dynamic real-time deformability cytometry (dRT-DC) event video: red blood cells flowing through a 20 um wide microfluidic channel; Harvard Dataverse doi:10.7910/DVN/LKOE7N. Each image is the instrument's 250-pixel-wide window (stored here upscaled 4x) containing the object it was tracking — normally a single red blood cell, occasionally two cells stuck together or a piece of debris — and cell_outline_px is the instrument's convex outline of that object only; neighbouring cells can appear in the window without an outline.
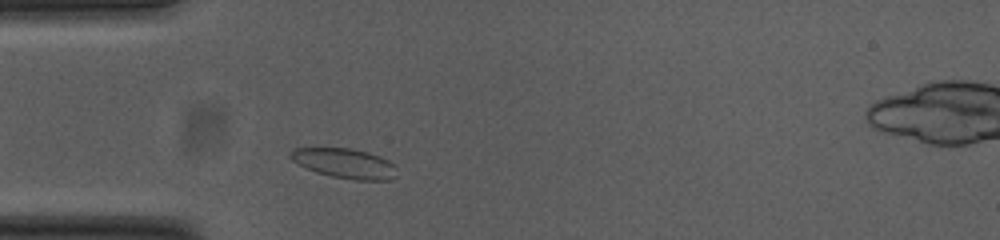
{"species": "common noctule bat (a hibernating species)", "species_latin": "Nyctalus noctula", "temperature_condition": "cold", "stored_images_in_passage": 33, "camera_frame_rate_fps": 3000, "um_per_image_px": 0.085, "animal": {"sex": "female", "body_mass_g": 23.0, "forearm_length_mm": 53.4}, "frame": {"image": 1, "passage_image": 4, "time_ms": 1.0, "image_size_px": [1000, 240], "cell_outline_px": [[396, 176], [388, 180], [356, 180], [332, 176], [316, 172], [292, 160], [288, 156], [288, 152], [296, 148], [352, 148], [368, 152], [380, 156], [388, 160], [396, 168]], "centroid_in_image_um": [29.3, 13.87], "position_along_channel_um": 55.7, "area_um2": 18.38}}
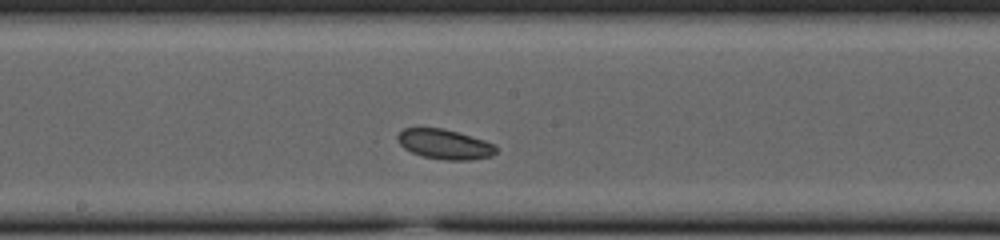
{"frame": {"image": 2, "passage_image": 17, "time_ms": 5.333, "image_size_px": [1000, 240], "cell_outline_px": [[496, 152], [492, 156], [472, 160], [444, 160], [424, 156], [412, 152], [404, 148], [400, 144], [396, 136], [404, 128], [444, 128], [484, 140], [496, 144]], "centroid_in_image_um": [37.82, 12.26], "position_along_channel_um": 210.4, "area_um2": 17.11}}
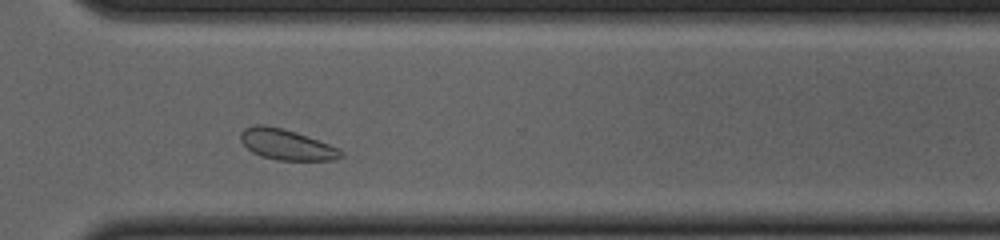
{"frame": {"image": 3, "passage_image": 28, "time_ms": 9.0, "image_size_px": [1000, 240], "cell_outline_px": [[344, 156], [336, 160], [276, 160], [260, 156], [252, 152], [240, 140], [240, 132], [244, 128], [252, 124], [264, 124], [296, 132], [340, 148], [344, 152]], "centroid_in_image_um": [24.36, 12.29], "position_along_channel_um": 346.2, "area_um2": 18.09}, "authors_computed_cell_mechanics": {"area_um2": 17.7446, "velocity_mm_per_s": 3.6929, "shape_relaxation_time_tau1_ms": 1.0808, "shape_relaxation_time_tau2_ms": null, "deformation_change_tau1": 0.0316, "deformation_change_tau2": null}}